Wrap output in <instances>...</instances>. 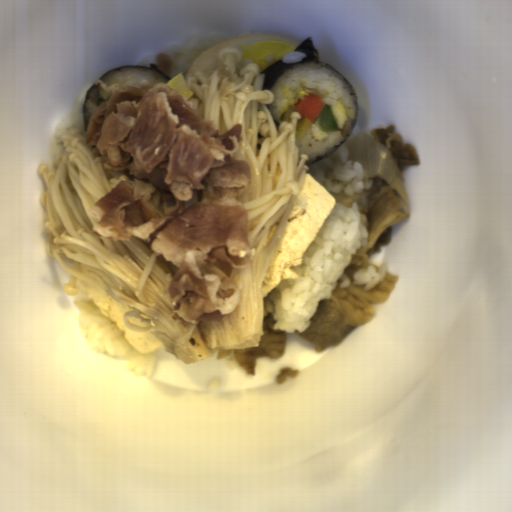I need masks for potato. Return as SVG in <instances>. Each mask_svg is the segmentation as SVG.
I'll list each match as a JSON object with an SVG mask.
<instances>
[{
  "label": "potato",
  "mask_w": 512,
  "mask_h": 512,
  "mask_svg": "<svg viewBox=\"0 0 512 512\" xmlns=\"http://www.w3.org/2000/svg\"><path fill=\"white\" fill-rule=\"evenodd\" d=\"M312 126V120H310L309 118L301 117V119H298L296 141L302 139L309 132Z\"/></svg>",
  "instance_id": "potato-1"
},
{
  "label": "potato",
  "mask_w": 512,
  "mask_h": 512,
  "mask_svg": "<svg viewBox=\"0 0 512 512\" xmlns=\"http://www.w3.org/2000/svg\"><path fill=\"white\" fill-rule=\"evenodd\" d=\"M292 112H296L294 105H289L287 109H285L284 116H283V122L291 120L290 115Z\"/></svg>",
  "instance_id": "potato-2"
}]
</instances>
